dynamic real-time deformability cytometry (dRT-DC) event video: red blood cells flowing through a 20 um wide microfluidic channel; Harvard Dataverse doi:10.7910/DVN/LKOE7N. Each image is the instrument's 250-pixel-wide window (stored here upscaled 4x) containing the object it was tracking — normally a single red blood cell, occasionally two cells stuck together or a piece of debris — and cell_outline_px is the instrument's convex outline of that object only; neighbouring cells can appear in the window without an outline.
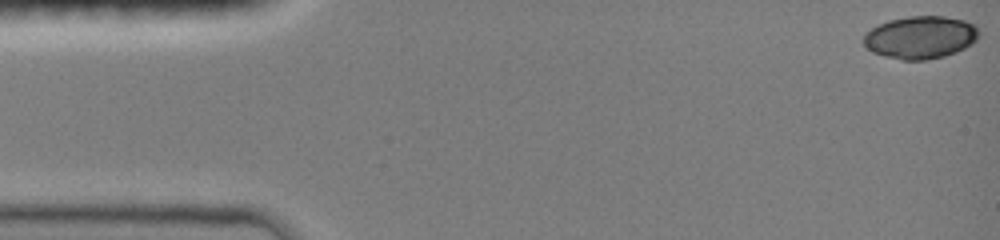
{"species": "common noctule bat (a hibernating species)", "species_latin": "Nyctalus noctula", "temperature_condition": "room temperature", "stored_images_in_passage": 44, "camera_frame_rate_fps": 3000, "um_per_image_px": 0.085, "animal": {"sex": "female", "body_mass_g": 19.0, "forearm_length_mm": 51.5}, "frame": {"image": 1, "passage_image": 1, "time_ms": 0.0, "image_size_px": [1000, 240], "cell_outline_px": [[980, 36], [972, 44], [956, 52], [944, 56], [924, 60], [900, 60], [884, 56], [872, 52], [864, 44], [864, 36], [872, 28], [888, 20], [908, 16], [944, 16], [964, 20], [976, 24], [980, 32]], "centroid_in_image_um": [78.28, 3.17], "position_along_channel_um": 6.7, "area_um2": 28.78}}
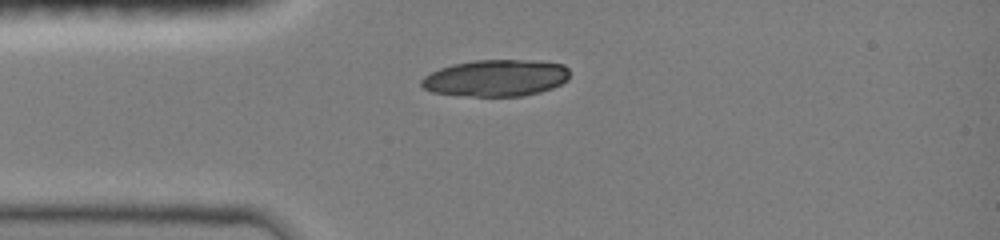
{"frame": {"image": 2, "passage_image": 12, "time_ms": 3.667, "image_size_px": [1000, 240], "cell_outline_px": [[568, 80], [552, 88], [540, 92], [520, 96], [472, 96], [432, 92], [424, 88], [420, 84], [420, 80], [424, 76], [440, 68], [452, 64], [476, 60], [524, 60], [564, 64], [568, 68]], "centroid_in_image_um": [42.14, 6.63], "position_along_channel_um": 42.9, "area_um2": 31.56}}
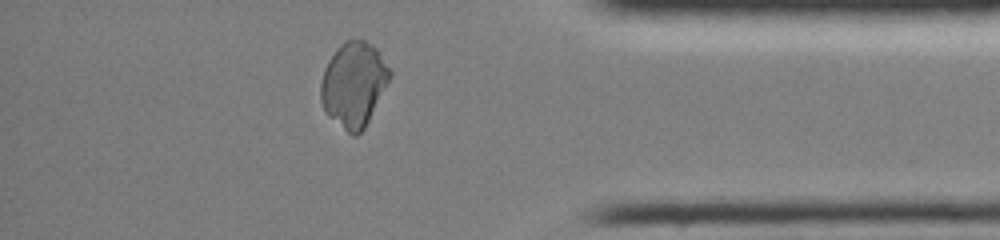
{"frame": {"image": 3, "passage_image": 41, "time_ms": 13.333, "image_size_px": [1000, 240], "cell_outline_px": [[392, 76], [364, 128], [356, 136], [352, 136], [328, 116], [320, 100], [320, 84], [324, 68], [328, 60], [336, 48], [340, 44], [348, 40], [364, 40], [372, 44], [380, 52], [392, 72]], "centroid_in_image_um": [30.06, 7.16], "position_along_channel_um": 405.1, "area_um2": 34.16}}